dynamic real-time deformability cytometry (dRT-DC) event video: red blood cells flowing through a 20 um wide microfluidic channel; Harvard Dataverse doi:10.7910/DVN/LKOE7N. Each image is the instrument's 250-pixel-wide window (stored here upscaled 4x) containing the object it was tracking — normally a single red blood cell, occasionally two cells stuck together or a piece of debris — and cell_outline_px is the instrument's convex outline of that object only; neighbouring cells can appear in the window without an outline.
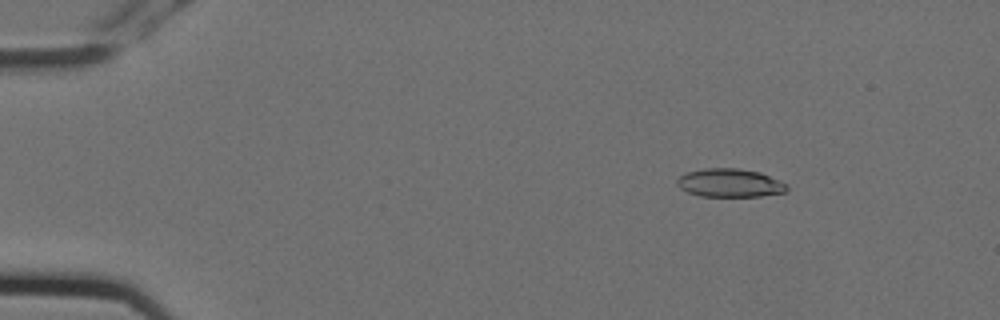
{"species": "Egyptian fruit bat (a non-hibernating species)", "species_latin": "Rousettus aegyptiacus", "temperature_condition": "cold", "stored_images_in_passage": 5, "segment_of_instrument_passage": [1, 2], "camera_frame_rate_fps": 3000, "um_per_image_px": 0.085, "animal": {"sex": "female"}, "frame": {"image": 1, "passage_image": 1, "time_ms": 0.0, "image_size_px": [1000, 320], "cell_outline_px": [[788, 188], [784, 192], [760, 196], [700, 196], [688, 192], [680, 188], [676, 184], [676, 180], [680, 176], [688, 172], [704, 168], [736, 168], [760, 172], [788, 184]], "centroid_in_image_um": [62.03, 15.54], "position_along_channel_um": 23.0, "area_um2": 18.09}}